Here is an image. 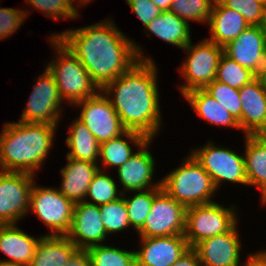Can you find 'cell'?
Returning a JSON list of instances; mask_svg holds the SVG:
<instances>
[{"label": "cell", "mask_w": 266, "mask_h": 266, "mask_svg": "<svg viewBox=\"0 0 266 266\" xmlns=\"http://www.w3.org/2000/svg\"><path fill=\"white\" fill-rule=\"evenodd\" d=\"M238 224L229 232L204 239L194 247L201 266H238L241 263L240 250H243V245Z\"/></svg>", "instance_id": "ac0fdd59"}, {"label": "cell", "mask_w": 266, "mask_h": 266, "mask_svg": "<svg viewBox=\"0 0 266 266\" xmlns=\"http://www.w3.org/2000/svg\"><path fill=\"white\" fill-rule=\"evenodd\" d=\"M91 266H136L135 250L100 244L87 249Z\"/></svg>", "instance_id": "f546056e"}, {"label": "cell", "mask_w": 266, "mask_h": 266, "mask_svg": "<svg viewBox=\"0 0 266 266\" xmlns=\"http://www.w3.org/2000/svg\"><path fill=\"white\" fill-rule=\"evenodd\" d=\"M118 186L112 176L99 169L89 185L85 201L97 206L116 201L122 197Z\"/></svg>", "instance_id": "4dcf8cb0"}, {"label": "cell", "mask_w": 266, "mask_h": 266, "mask_svg": "<svg viewBox=\"0 0 266 266\" xmlns=\"http://www.w3.org/2000/svg\"><path fill=\"white\" fill-rule=\"evenodd\" d=\"M125 3L135 13L144 28L162 12L150 0H125Z\"/></svg>", "instance_id": "f35d334b"}, {"label": "cell", "mask_w": 266, "mask_h": 266, "mask_svg": "<svg viewBox=\"0 0 266 266\" xmlns=\"http://www.w3.org/2000/svg\"><path fill=\"white\" fill-rule=\"evenodd\" d=\"M172 266H201V262L197 251L190 248Z\"/></svg>", "instance_id": "ab89813d"}, {"label": "cell", "mask_w": 266, "mask_h": 266, "mask_svg": "<svg viewBox=\"0 0 266 266\" xmlns=\"http://www.w3.org/2000/svg\"><path fill=\"white\" fill-rule=\"evenodd\" d=\"M182 97L187 100L196 115L209 124L241 130L238 121L232 117L230 112L204 89L191 90Z\"/></svg>", "instance_id": "484cf974"}, {"label": "cell", "mask_w": 266, "mask_h": 266, "mask_svg": "<svg viewBox=\"0 0 266 266\" xmlns=\"http://www.w3.org/2000/svg\"><path fill=\"white\" fill-rule=\"evenodd\" d=\"M189 44L183 49L187 54L185 60L179 67V72L184 80L178 86L180 94L195 89H204L216 78L219 60L224 53V48L206 38L199 40V43Z\"/></svg>", "instance_id": "52a82bcc"}, {"label": "cell", "mask_w": 266, "mask_h": 266, "mask_svg": "<svg viewBox=\"0 0 266 266\" xmlns=\"http://www.w3.org/2000/svg\"><path fill=\"white\" fill-rule=\"evenodd\" d=\"M246 262L243 265L240 263L238 266H266V249L259 250L255 253H248Z\"/></svg>", "instance_id": "b9f144b4"}, {"label": "cell", "mask_w": 266, "mask_h": 266, "mask_svg": "<svg viewBox=\"0 0 266 266\" xmlns=\"http://www.w3.org/2000/svg\"><path fill=\"white\" fill-rule=\"evenodd\" d=\"M257 79L260 81L262 88L266 92V65L257 74Z\"/></svg>", "instance_id": "ee69618b"}, {"label": "cell", "mask_w": 266, "mask_h": 266, "mask_svg": "<svg viewBox=\"0 0 266 266\" xmlns=\"http://www.w3.org/2000/svg\"><path fill=\"white\" fill-rule=\"evenodd\" d=\"M185 221L186 207L161 189L155 195L151 211L137 234L139 238L184 235Z\"/></svg>", "instance_id": "7c38bea8"}, {"label": "cell", "mask_w": 266, "mask_h": 266, "mask_svg": "<svg viewBox=\"0 0 266 266\" xmlns=\"http://www.w3.org/2000/svg\"><path fill=\"white\" fill-rule=\"evenodd\" d=\"M215 0H173L170 11L190 23L200 22L207 25Z\"/></svg>", "instance_id": "d6a6232c"}, {"label": "cell", "mask_w": 266, "mask_h": 266, "mask_svg": "<svg viewBox=\"0 0 266 266\" xmlns=\"http://www.w3.org/2000/svg\"><path fill=\"white\" fill-rule=\"evenodd\" d=\"M153 139H147L117 171L121 192L162 188L161 179L154 181L156 162L149 150ZM138 149V150H137ZM157 181V182H156Z\"/></svg>", "instance_id": "5bb4252c"}, {"label": "cell", "mask_w": 266, "mask_h": 266, "mask_svg": "<svg viewBox=\"0 0 266 266\" xmlns=\"http://www.w3.org/2000/svg\"><path fill=\"white\" fill-rule=\"evenodd\" d=\"M204 90L212 96L219 104L230 112L233 118L238 121L240 127L241 117V100L239 89L231 88L230 86L213 80Z\"/></svg>", "instance_id": "d590c367"}, {"label": "cell", "mask_w": 266, "mask_h": 266, "mask_svg": "<svg viewBox=\"0 0 266 266\" xmlns=\"http://www.w3.org/2000/svg\"><path fill=\"white\" fill-rule=\"evenodd\" d=\"M25 9L0 7V41L12 37L20 29L31 13L27 6Z\"/></svg>", "instance_id": "74e56055"}, {"label": "cell", "mask_w": 266, "mask_h": 266, "mask_svg": "<svg viewBox=\"0 0 266 266\" xmlns=\"http://www.w3.org/2000/svg\"><path fill=\"white\" fill-rule=\"evenodd\" d=\"M17 225L0 224V252L8 257L0 263L28 266L43 235L31 236Z\"/></svg>", "instance_id": "ffe728a7"}, {"label": "cell", "mask_w": 266, "mask_h": 266, "mask_svg": "<svg viewBox=\"0 0 266 266\" xmlns=\"http://www.w3.org/2000/svg\"><path fill=\"white\" fill-rule=\"evenodd\" d=\"M35 179L29 173L0 171V224H17L28 216Z\"/></svg>", "instance_id": "8fae6325"}, {"label": "cell", "mask_w": 266, "mask_h": 266, "mask_svg": "<svg viewBox=\"0 0 266 266\" xmlns=\"http://www.w3.org/2000/svg\"><path fill=\"white\" fill-rule=\"evenodd\" d=\"M266 5V0H257Z\"/></svg>", "instance_id": "681fc988"}, {"label": "cell", "mask_w": 266, "mask_h": 266, "mask_svg": "<svg viewBox=\"0 0 266 266\" xmlns=\"http://www.w3.org/2000/svg\"><path fill=\"white\" fill-rule=\"evenodd\" d=\"M153 4L161 9V11H169L173 0H150Z\"/></svg>", "instance_id": "7bdbcfd3"}, {"label": "cell", "mask_w": 266, "mask_h": 266, "mask_svg": "<svg viewBox=\"0 0 266 266\" xmlns=\"http://www.w3.org/2000/svg\"><path fill=\"white\" fill-rule=\"evenodd\" d=\"M161 189L150 188L122 193L128 211L129 223L134 232L137 233L143 227L145 219L151 211L154 197ZM130 192H132V196L127 197Z\"/></svg>", "instance_id": "f1b7e54d"}, {"label": "cell", "mask_w": 266, "mask_h": 266, "mask_svg": "<svg viewBox=\"0 0 266 266\" xmlns=\"http://www.w3.org/2000/svg\"><path fill=\"white\" fill-rule=\"evenodd\" d=\"M112 19L50 34L76 56L100 90L139 60L153 61Z\"/></svg>", "instance_id": "6da1fadb"}, {"label": "cell", "mask_w": 266, "mask_h": 266, "mask_svg": "<svg viewBox=\"0 0 266 266\" xmlns=\"http://www.w3.org/2000/svg\"><path fill=\"white\" fill-rule=\"evenodd\" d=\"M73 107L81 109L77 117L100 144L119 136L126 130L110 100L101 90L95 96L77 102Z\"/></svg>", "instance_id": "4fadbf2b"}, {"label": "cell", "mask_w": 266, "mask_h": 266, "mask_svg": "<svg viewBox=\"0 0 266 266\" xmlns=\"http://www.w3.org/2000/svg\"><path fill=\"white\" fill-rule=\"evenodd\" d=\"M139 60L101 91L108 97L123 127L154 139L163 124L158 85V66ZM156 136V137H155Z\"/></svg>", "instance_id": "7a4b0ae2"}, {"label": "cell", "mask_w": 266, "mask_h": 266, "mask_svg": "<svg viewBox=\"0 0 266 266\" xmlns=\"http://www.w3.org/2000/svg\"><path fill=\"white\" fill-rule=\"evenodd\" d=\"M260 135L266 138V128Z\"/></svg>", "instance_id": "c3c4849f"}, {"label": "cell", "mask_w": 266, "mask_h": 266, "mask_svg": "<svg viewBox=\"0 0 266 266\" xmlns=\"http://www.w3.org/2000/svg\"><path fill=\"white\" fill-rule=\"evenodd\" d=\"M238 208L230 207L217 201L186 208L184 237L190 248H194L202 240L229 232L237 223Z\"/></svg>", "instance_id": "8992f818"}, {"label": "cell", "mask_w": 266, "mask_h": 266, "mask_svg": "<svg viewBox=\"0 0 266 266\" xmlns=\"http://www.w3.org/2000/svg\"><path fill=\"white\" fill-rule=\"evenodd\" d=\"M25 3L55 22L61 19L76 20L80 15L79 4L75 0H26Z\"/></svg>", "instance_id": "836d02e7"}, {"label": "cell", "mask_w": 266, "mask_h": 266, "mask_svg": "<svg viewBox=\"0 0 266 266\" xmlns=\"http://www.w3.org/2000/svg\"><path fill=\"white\" fill-rule=\"evenodd\" d=\"M148 138L137 131L125 130L122 134L100 144L99 165L100 170H117L134 154L133 147L139 148ZM130 142V144H129ZM101 160V161H100ZM103 168V169H102Z\"/></svg>", "instance_id": "cb8c5ba5"}, {"label": "cell", "mask_w": 266, "mask_h": 266, "mask_svg": "<svg viewBox=\"0 0 266 266\" xmlns=\"http://www.w3.org/2000/svg\"><path fill=\"white\" fill-rule=\"evenodd\" d=\"M67 134L65 139L69 149L66 152L67 157L98 163L100 143L78 117L71 121Z\"/></svg>", "instance_id": "83f0119b"}, {"label": "cell", "mask_w": 266, "mask_h": 266, "mask_svg": "<svg viewBox=\"0 0 266 266\" xmlns=\"http://www.w3.org/2000/svg\"><path fill=\"white\" fill-rule=\"evenodd\" d=\"M76 3H78L79 4V8H83V7H85L87 4H89V3H92V0H77V2Z\"/></svg>", "instance_id": "f6af8a7d"}, {"label": "cell", "mask_w": 266, "mask_h": 266, "mask_svg": "<svg viewBox=\"0 0 266 266\" xmlns=\"http://www.w3.org/2000/svg\"><path fill=\"white\" fill-rule=\"evenodd\" d=\"M244 163L248 186L259 188L260 201L266 206V138L261 135H244Z\"/></svg>", "instance_id": "603a6c76"}, {"label": "cell", "mask_w": 266, "mask_h": 266, "mask_svg": "<svg viewBox=\"0 0 266 266\" xmlns=\"http://www.w3.org/2000/svg\"><path fill=\"white\" fill-rule=\"evenodd\" d=\"M41 73L38 75L24 111L17 121L59 125V121L63 120V107L61 105L65 102L60 95L53 75L46 67Z\"/></svg>", "instance_id": "30bf717a"}, {"label": "cell", "mask_w": 266, "mask_h": 266, "mask_svg": "<svg viewBox=\"0 0 266 266\" xmlns=\"http://www.w3.org/2000/svg\"><path fill=\"white\" fill-rule=\"evenodd\" d=\"M186 156L180 166L161 178L162 189L186 208L214 202L217 190L210 175L191 153Z\"/></svg>", "instance_id": "5b68a950"}, {"label": "cell", "mask_w": 266, "mask_h": 266, "mask_svg": "<svg viewBox=\"0 0 266 266\" xmlns=\"http://www.w3.org/2000/svg\"><path fill=\"white\" fill-rule=\"evenodd\" d=\"M226 7L239 12L249 26H262L266 20V5L257 0H220Z\"/></svg>", "instance_id": "8d00e7d4"}, {"label": "cell", "mask_w": 266, "mask_h": 266, "mask_svg": "<svg viewBox=\"0 0 266 266\" xmlns=\"http://www.w3.org/2000/svg\"><path fill=\"white\" fill-rule=\"evenodd\" d=\"M207 24L211 35L206 39L222 47L237 38L249 26L239 12L226 7L220 0H215Z\"/></svg>", "instance_id": "7402d4cb"}, {"label": "cell", "mask_w": 266, "mask_h": 266, "mask_svg": "<svg viewBox=\"0 0 266 266\" xmlns=\"http://www.w3.org/2000/svg\"><path fill=\"white\" fill-rule=\"evenodd\" d=\"M223 48L228 57L256 75L266 65V38L263 26H248Z\"/></svg>", "instance_id": "2e32d148"}, {"label": "cell", "mask_w": 266, "mask_h": 266, "mask_svg": "<svg viewBox=\"0 0 266 266\" xmlns=\"http://www.w3.org/2000/svg\"><path fill=\"white\" fill-rule=\"evenodd\" d=\"M136 266H172L190 246L184 235L139 238Z\"/></svg>", "instance_id": "e0dca14e"}, {"label": "cell", "mask_w": 266, "mask_h": 266, "mask_svg": "<svg viewBox=\"0 0 266 266\" xmlns=\"http://www.w3.org/2000/svg\"><path fill=\"white\" fill-rule=\"evenodd\" d=\"M107 235L119 234L130 228L128 211L123 197L99 206Z\"/></svg>", "instance_id": "e575fe53"}, {"label": "cell", "mask_w": 266, "mask_h": 266, "mask_svg": "<svg viewBox=\"0 0 266 266\" xmlns=\"http://www.w3.org/2000/svg\"><path fill=\"white\" fill-rule=\"evenodd\" d=\"M74 203L58 187L33 184L28 213L36 215L48 229L50 236L66 235L71 227ZM50 230V231H49Z\"/></svg>", "instance_id": "9c48e42d"}, {"label": "cell", "mask_w": 266, "mask_h": 266, "mask_svg": "<svg viewBox=\"0 0 266 266\" xmlns=\"http://www.w3.org/2000/svg\"><path fill=\"white\" fill-rule=\"evenodd\" d=\"M190 26L188 22L169 10L162 11L143 31L149 37L155 35L164 42L183 50L192 41Z\"/></svg>", "instance_id": "d4e9b609"}, {"label": "cell", "mask_w": 266, "mask_h": 266, "mask_svg": "<svg viewBox=\"0 0 266 266\" xmlns=\"http://www.w3.org/2000/svg\"><path fill=\"white\" fill-rule=\"evenodd\" d=\"M57 127L45 123L5 122L0 133V171L37 176L54 147Z\"/></svg>", "instance_id": "3957f363"}, {"label": "cell", "mask_w": 266, "mask_h": 266, "mask_svg": "<svg viewBox=\"0 0 266 266\" xmlns=\"http://www.w3.org/2000/svg\"><path fill=\"white\" fill-rule=\"evenodd\" d=\"M66 236L78 249L87 250L93 246L108 244L99 206L86 201L76 203L71 227Z\"/></svg>", "instance_id": "9a60e30c"}, {"label": "cell", "mask_w": 266, "mask_h": 266, "mask_svg": "<svg viewBox=\"0 0 266 266\" xmlns=\"http://www.w3.org/2000/svg\"><path fill=\"white\" fill-rule=\"evenodd\" d=\"M64 266H91V259L88 251L78 249Z\"/></svg>", "instance_id": "60d3db41"}, {"label": "cell", "mask_w": 266, "mask_h": 266, "mask_svg": "<svg viewBox=\"0 0 266 266\" xmlns=\"http://www.w3.org/2000/svg\"><path fill=\"white\" fill-rule=\"evenodd\" d=\"M263 29H264V32H265V38H266V20L263 22Z\"/></svg>", "instance_id": "bcb514c9"}, {"label": "cell", "mask_w": 266, "mask_h": 266, "mask_svg": "<svg viewBox=\"0 0 266 266\" xmlns=\"http://www.w3.org/2000/svg\"><path fill=\"white\" fill-rule=\"evenodd\" d=\"M47 38L54 56L45 67L53 75L64 102L73 107L77 102L95 96L100 89L81 62L56 36Z\"/></svg>", "instance_id": "277c9868"}, {"label": "cell", "mask_w": 266, "mask_h": 266, "mask_svg": "<svg viewBox=\"0 0 266 266\" xmlns=\"http://www.w3.org/2000/svg\"><path fill=\"white\" fill-rule=\"evenodd\" d=\"M0 266H22V265H11V264L0 263Z\"/></svg>", "instance_id": "7dc6e473"}, {"label": "cell", "mask_w": 266, "mask_h": 266, "mask_svg": "<svg viewBox=\"0 0 266 266\" xmlns=\"http://www.w3.org/2000/svg\"><path fill=\"white\" fill-rule=\"evenodd\" d=\"M77 250L66 235H43L28 266H64Z\"/></svg>", "instance_id": "4316f807"}, {"label": "cell", "mask_w": 266, "mask_h": 266, "mask_svg": "<svg viewBox=\"0 0 266 266\" xmlns=\"http://www.w3.org/2000/svg\"><path fill=\"white\" fill-rule=\"evenodd\" d=\"M240 129L244 135H260L266 128V92L256 78L239 89Z\"/></svg>", "instance_id": "d6986e66"}, {"label": "cell", "mask_w": 266, "mask_h": 266, "mask_svg": "<svg viewBox=\"0 0 266 266\" xmlns=\"http://www.w3.org/2000/svg\"><path fill=\"white\" fill-rule=\"evenodd\" d=\"M190 153L210 175L217 191L223 183L248 186L242 153L238 154L229 147L218 146L211 140L203 146L192 147Z\"/></svg>", "instance_id": "ba28073f"}, {"label": "cell", "mask_w": 266, "mask_h": 266, "mask_svg": "<svg viewBox=\"0 0 266 266\" xmlns=\"http://www.w3.org/2000/svg\"><path fill=\"white\" fill-rule=\"evenodd\" d=\"M256 78L257 75L251 70L242 67L225 53L222 54L217 67L216 81L224 83L231 88L240 89Z\"/></svg>", "instance_id": "1f68e13d"}, {"label": "cell", "mask_w": 266, "mask_h": 266, "mask_svg": "<svg viewBox=\"0 0 266 266\" xmlns=\"http://www.w3.org/2000/svg\"><path fill=\"white\" fill-rule=\"evenodd\" d=\"M60 169L61 184L58 190L74 204L85 201L89 185L99 170V163L71 159Z\"/></svg>", "instance_id": "44dd1931"}]
</instances>
